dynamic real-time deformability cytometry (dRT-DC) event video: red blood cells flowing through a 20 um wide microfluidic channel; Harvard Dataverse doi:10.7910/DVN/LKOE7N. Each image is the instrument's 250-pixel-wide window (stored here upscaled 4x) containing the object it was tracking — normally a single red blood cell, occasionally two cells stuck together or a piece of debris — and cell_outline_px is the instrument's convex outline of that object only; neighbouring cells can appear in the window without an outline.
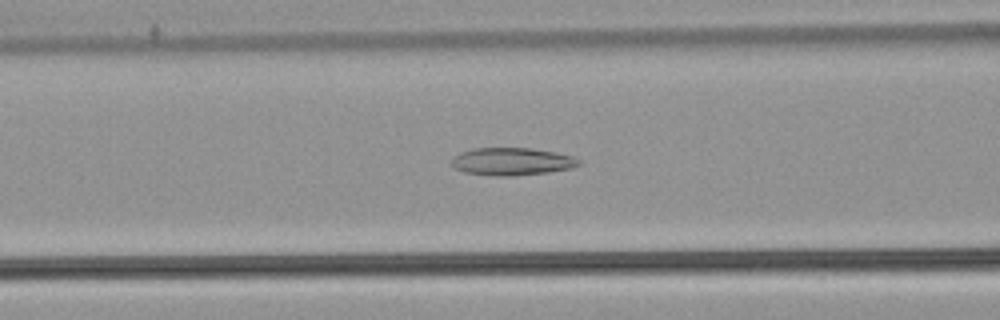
{"species": "common noctule bat (a hibernating species)", "species_latin": "Nyctalus noctula", "temperature_condition": "warm", "stored_images_in_passage": 47, "camera_frame_rate_fps": 3000, "um_per_image_px": 0.085, "animal": {"sex": "male", "body_mass_g": 21.5, "forearm_length_mm": 52.0}, "frame": {"image": 1, "passage_image": 16, "time_ms": 5.0, "image_size_px": [1000, 320], "cell_outline_px": [[584, 160], [580, 164], [572, 168], [548, 172], [512, 176], [496, 176], [464, 172], [452, 168], [452, 160], [460, 152], [476, 148], [532, 148], [556, 152], [572, 156]], "centroid_in_image_um": [43.55, 13.73], "position_along_channel_um": 123.1, "area_um2": 20.58}}
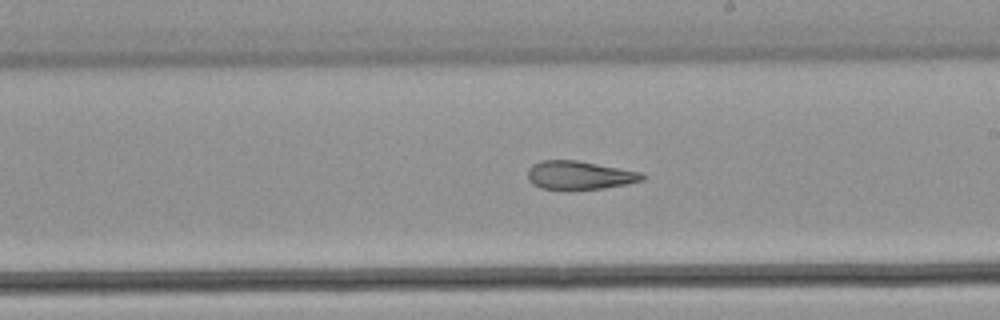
{"frame": {"image": 2, "passage_image": 25, "time_ms": 8.0, "image_size_px": [1000, 320], "cell_outline_px": [[648, 176], [644, 180], [604, 188], [540, 188], [532, 184], [528, 180], [528, 168], [532, 164], [540, 160], [576, 160], [640, 172]], "centroid_in_image_um": [49.23, 14.87], "position_along_channel_um": 239.8, "area_um2": 18.67}}
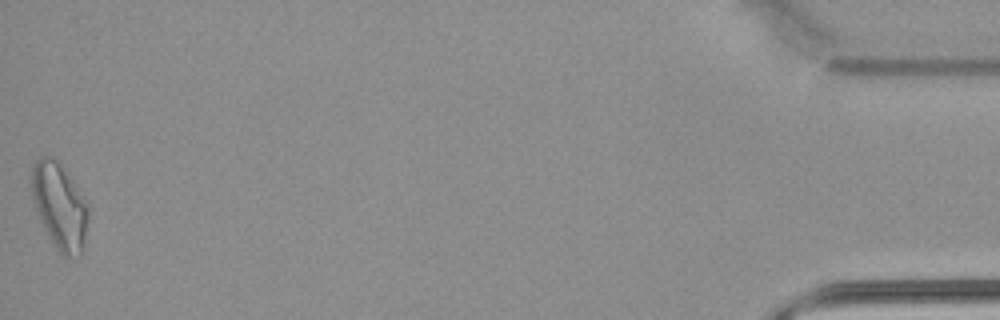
{"frame": {"image": 3, "passage_image": 47, "time_ms": 15.333, "image_size_px": [1000, 320], "cell_outline_px": [[88, 220], [84, 240], [80, 256], [68, 260], [56, 248], [40, 220], [32, 196], [28, 176], [32, 164], [40, 156], [56, 156], [60, 160], [88, 200]], "centroid_in_image_um": [5.06, 17.42], "position_along_channel_um": 430.1, "area_um2": 29.48}, "authors_computed_cell_mechanics": {"area_um2": 21.964, "velocity_mm_per_s": 3.9011, "shape_relaxation_time_tau1_ms": null, "shape_relaxation_time_tau2_ms": 2.9539, "deformation_change_tau1": null, "deformation_change_tau2": 0.1091}}